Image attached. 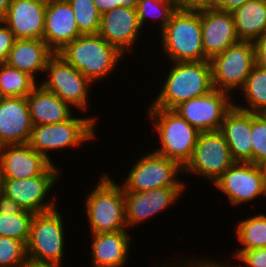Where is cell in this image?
I'll use <instances>...</instances> for the list:
<instances>
[{
    "label": "cell",
    "instance_id": "cell-1",
    "mask_svg": "<svg viewBox=\"0 0 266 267\" xmlns=\"http://www.w3.org/2000/svg\"><path fill=\"white\" fill-rule=\"evenodd\" d=\"M171 63L160 92L148 108L174 110L183 102L214 89L210 60Z\"/></svg>",
    "mask_w": 266,
    "mask_h": 267
},
{
    "label": "cell",
    "instance_id": "cell-2",
    "mask_svg": "<svg viewBox=\"0 0 266 267\" xmlns=\"http://www.w3.org/2000/svg\"><path fill=\"white\" fill-rule=\"evenodd\" d=\"M93 84L118 67L123 54L99 34H81L57 52ZM116 67V68H115Z\"/></svg>",
    "mask_w": 266,
    "mask_h": 267
},
{
    "label": "cell",
    "instance_id": "cell-3",
    "mask_svg": "<svg viewBox=\"0 0 266 267\" xmlns=\"http://www.w3.org/2000/svg\"><path fill=\"white\" fill-rule=\"evenodd\" d=\"M85 198V215L91 234L105 235L128 230L123 186L118 185L108 174L99 177V182Z\"/></svg>",
    "mask_w": 266,
    "mask_h": 267
},
{
    "label": "cell",
    "instance_id": "cell-4",
    "mask_svg": "<svg viewBox=\"0 0 266 267\" xmlns=\"http://www.w3.org/2000/svg\"><path fill=\"white\" fill-rule=\"evenodd\" d=\"M162 35V36H161ZM162 53L171 62L208 60L202 45L201 11L177 9L160 32Z\"/></svg>",
    "mask_w": 266,
    "mask_h": 267
},
{
    "label": "cell",
    "instance_id": "cell-5",
    "mask_svg": "<svg viewBox=\"0 0 266 267\" xmlns=\"http://www.w3.org/2000/svg\"><path fill=\"white\" fill-rule=\"evenodd\" d=\"M160 147L153 150L183 166L191 159L200 131L171 109L148 108Z\"/></svg>",
    "mask_w": 266,
    "mask_h": 267
},
{
    "label": "cell",
    "instance_id": "cell-6",
    "mask_svg": "<svg viewBox=\"0 0 266 267\" xmlns=\"http://www.w3.org/2000/svg\"><path fill=\"white\" fill-rule=\"evenodd\" d=\"M140 159V160H139ZM128 171L125 182H121L126 192H146L152 189L168 187L176 190L181 197L185 191V183L178 175L183 172L184 166L155 151L145 153Z\"/></svg>",
    "mask_w": 266,
    "mask_h": 267
},
{
    "label": "cell",
    "instance_id": "cell-7",
    "mask_svg": "<svg viewBox=\"0 0 266 267\" xmlns=\"http://www.w3.org/2000/svg\"><path fill=\"white\" fill-rule=\"evenodd\" d=\"M96 121L94 116H72L61 123L33 125L28 144L54 164L48 152L70 147L78 148L86 141H93L96 137Z\"/></svg>",
    "mask_w": 266,
    "mask_h": 267
},
{
    "label": "cell",
    "instance_id": "cell-8",
    "mask_svg": "<svg viewBox=\"0 0 266 267\" xmlns=\"http://www.w3.org/2000/svg\"><path fill=\"white\" fill-rule=\"evenodd\" d=\"M57 207L33 216L30 235L26 244L29 260L38 262L63 263L65 224ZM64 230V231H63Z\"/></svg>",
    "mask_w": 266,
    "mask_h": 267
},
{
    "label": "cell",
    "instance_id": "cell-9",
    "mask_svg": "<svg viewBox=\"0 0 266 267\" xmlns=\"http://www.w3.org/2000/svg\"><path fill=\"white\" fill-rule=\"evenodd\" d=\"M214 89L227 92L244 86L247 77L256 64L252 41H238L210 60Z\"/></svg>",
    "mask_w": 266,
    "mask_h": 267
},
{
    "label": "cell",
    "instance_id": "cell-10",
    "mask_svg": "<svg viewBox=\"0 0 266 267\" xmlns=\"http://www.w3.org/2000/svg\"><path fill=\"white\" fill-rule=\"evenodd\" d=\"M46 77L40 84L45 90L56 94L72 108L81 111L90 108L89 95L92 82L61 56L55 53L45 69ZM49 77V78H48Z\"/></svg>",
    "mask_w": 266,
    "mask_h": 267
},
{
    "label": "cell",
    "instance_id": "cell-11",
    "mask_svg": "<svg viewBox=\"0 0 266 267\" xmlns=\"http://www.w3.org/2000/svg\"><path fill=\"white\" fill-rule=\"evenodd\" d=\"M235 162L220 130L201 132L184 172L200 175L214 183Z\"/></svg>",
    "mask_w": 266,
    "mask_h": 267
},
{
    "label": "cell",
    "instance_id": "cell-12",
    "mask_svg": "<svg viewBox=\"0 0 266 267\" xmlns=\"http://www.w3.org/2000/svg\"><path fill=\"white\" fill-rule=\"evenodd\" d=\"M60 174H40L25 179L1 178V193L17 202L24 210L34 214L47 212L57 207L56 196L48 198L49 192Z\"/></svg>",
    "mask_w": 266,
    "mask_h": 267
},
{
    "label": "cell",
    "instance_id": "cell-13",
    "mask_svg": "<svg viewBox=\"0 0 266 267\" xmlns=\"http://www.w3.org/2000/svg\"><path fill=\"white\" fill-rule=\"evenodd\" d=\"M233 106L230 94L213 89L205 95L183 102L174 111L200 132H208L221 129L226 113Z\"/></svg>",
    "mask_w": 266,
    "mask_h": 267
},
{
    "label": "cell",
    "instance_id": "cell-14",
    "mask_svg": "<svg viewBox=\"0 0 266 267\" xmlns=\"http://www.w3.org/2000/svg\"><path fill=\"white\" fill-rule=\"evenodd\" d=\"M213 184L233 206L266 197L261 168L251 162H235Z\"/></svg>",
    "mask_w": 266,
    "mask_h": 267
},
{
    "label": "cell",
    "instance_id": "cell-15",
    "mask_svg": "<svg viewBox=\"0 0 266 267\" xmlns=\"http://www.w3.org/2000/svg\"><path fill=\"white\" fill-rule=\"evenodd\" d=\"M55 165L28 143L0 147V178L25 179L40 174H61L62 169Z\"/></svg>",
    "mask_w": 266,
    "mask_h": 267
},
{
    "label": "cell",
    "instance_id": "cell-16",
    "mask_svg": "<svg viewBox=\"0 0 266 267\" xmlns=\"http://www.w3.org/2000/svg\"><path fill=\"white\" fill-rule=\"evenodd\" d=\"M141 30L136 9L117 7L101 15L98 34L126 55L124 53H133L132 47Z\"/></svg>",
    "mask_w": 266,
    "mask_h": 267
},
{
    "label": "cell",
    "instance_id": "cell-17",
    "mask_svg": "<svg viewBox=\"0 0 266 267\" xmlns=\"http://www.w3.org/2000/svg\"><path fill=\"white\" fill-rule=\"evenodd\" d=\"M201 30L203 51L208 60L240 41L233 15L229 11L218 9L201 11Z\"/></svg>",
    "mask_w": 266,
    "mask_h": 267
},
{
    "label": "cell",
    "instance_id": "cell-18",
    "mask_svg": "<svg viewBox=\"0 0 266 267\" xmlns=\"http://www.w3.org/2000/svg\"><path fill=\"white\" fill-rule=\"evenodd\" d=\"M181 195L174 189L162 187L146 192H126L125 221L127 227L145 222L156 214L167 210L178 201Z\"/></svg>",
    "mask_w": 266,
    "mask_h": 267
},
{
    "label": "cell",
    "instance_id": "cell-19",
    "mask_svg": "<svg viewBox=\"0 0 266 267\" xmlns=\"http://www.w3.org/2000/svg\"><path fill=\"white\" fill-rule=\"evenodd\" d=\"M32 128L26 97H0V147L28 143Z\"/></svg>",
    "mask_w": 266,
    "mask_h": 267
},
{
    "label": "cell",
    "instance_id": "cell-20",
    "mask_svg": "<svg viewBox=\"0 0 266 267\" xmlns=\"http://www.w3.org/2000/svg\"><path fill=\"white\" fill-rule=\"evenodd\" d=\"M46 3L32 0H10L2 21L16 39H42L45 27Z\"/></svg>",
    "mask_w": 266,
    "mask_h": 267
},
{
    "label": "cell",
    "instance_id": "cell-21",
    "mask_svg": "<svg viewBox=\"0 0 266 267\" xmlns=\"http://www.w3.org/2000/svg\"><path fill=\"white\" fill-rule=\"evenodd\" d=\"M81 34L68 1L52 0L46 5L43 40L55 53Z\"/></svg>",
    "mask_w": 266,
    "mask_h": 267
},
{
    "label": "cell",
    "instance_id": "cell-22",
    "mask_svg": "<svg viewBox=\"0 0 266 267\" xmlns=\"http://www.w3.org/2000/svg\"><path fill=\"white\" fill-rule=\"evenodd\" d=\"M223 133L236 162L252 163L251 112L233 106L225 115Z\"/></svg>",
    "mask_w": 266,
    "mask_h": 267
},
{
    "label": "cell",
    "instance_id": "cell-23",
    "mask_svg": "<svg viewBox=\"0 0 266 267\" xmlns=\"http://www.w3.org/2000/svg\"><path fill=\"white\" fill-rule=\"evenodd\" d=\"M127 230L105 235L91 234L92 267H123L128 260L131 236Z\"/></svg>",
    "mask_w": 266,
    "mask_h": 267
},
{
    "label": "cell",
    "instance_id": "cell-24",
    "mask_svg": "<svg viewBox=\"0 0 266 267\" xmlns=\"http://www.w3.org/2000/svg\"><path fill=\"white\" fill-rule=\"evenodd\" d=\"M55 52L42 39H16L6 64L30 75L35 81L37 73H44Z\"/></svg>",
    "mask_w": 266,
    "mask_h": 267
},
{
    "label": "cell",
    "instance_id": "cell-25",
    "mask_svg": "<svg viewBox=\"0 0 266 267\" xmlns=\"http://www.w3.org/2000/svg\"><path fill=\"white\" fill-rule=\"evenodd\" d=\"M33 125L61 123L74 114L71 105L56 94L45 90L40 84L26 97Z\"/></svg>",
    "mask_w": 266,
    "mask_h": 267
},
{
    "label": "cell",
    "instance_id": "cell-26",
    "mask_svg": "<svg viewBox=\"0 0 266 267\" xmlns=\"http://www.w3.org/2000/svg\"><path fill=\"white\" fill-rule=\"evenodd\" d=\"M231 13L239 40L254 42L266 32V0H249Z\"/></svg>",
    "mask_w": 266,
    "mask_h": 267
},
{
    "label": "cell",
    "instance_id": "cell-27",
    "mask_svg": "<svg viewBox=\"0 0 266 267\" xmlns=\"http://www.w3.org/2000/svg\"><path fill=\"white\" fill-rule=\"evenodd\" d=\"M241 94L246 106L240 102L236 104L235 101L234 106L252 113L266 112V68L255 64L241 89Z\"/></svg>",
    "mask_w": 266,
    "mask_h": 267
},
{
    "label": "cell",
    "instance_id": "cell-28",
    "mask_svg": "<svg viewBox=\"0 0 266 267\" xmlns=\"http://www.w3.org/2000/svg\"><path fill=\"white\" fill-rule=\"evenodd\" d=\"M235 227L237 241L241 247L232 254L235 258L242 252L266 247V214L252 215L240 219Z\"/></svg>",
    "mask_w": 266,
    "mask_h": 267
},
{
    "label": "cell",
    "instance_id": "cell-29",
    "mask_svg": "<svg viewBox=\"0 0 266 267\" xmlns=\"http://www.w3.org/2000/svg\"><path fill=\"white\" fill-rule=\"evenodd\" d=\"M37 83L27 73L0 63V97H27Z\"/></svg>",
    "mask_w": 266,
    "mask_h": 267
},
{
    "label": "cell",
    "instance_id": "cell-30",
    "mask_svg": "<svg viewBox=\"0 0 266 267\" xmlns=\"http://www.w3.org/2000/svg\"><path fill=\"white\" fill-rule=\"evenodd\" d=\"M235 259L237 261L239 260V262L241 263L243 262L244 266H233L231 264H228L227 260L226 262L219 261L218 263V260H211L210 258H188V260L183 259L182 261L184 262H177L178 266L176 265V263H174L175 265H167V267H266V247L242 251Z\"/></svg>",
    "mask_w": 266,
    "mask_h": 267
},
{
    "label": "cell",
    "instance_id": "cell-31",
    "mask_svg": "<svg viewBox=\"0 0 266 267\" xmlns=\"http://www.w3.org/2000/svg\"><path fill=\"white\" fill-rule=\"evenodd\" d=\"M178 9L176 0H138L136 13L141 26H146L148 18L160 19V32L166 27L173 13ZM154 18V19H153Z\"/></svg>",
    "mask_w": 266,
    "mask_h": 267
},
{
    "label": "cell",
    "instance_id": "cell-32",
    "mask_svg": "<svg viewBox=\"0 0 266 267\" xmlns=\"http://www.w3.org/2000/svg\"><path fill=\"white\" fill-rule=\"evenodd\" d=\"M34 213L22 212L0 213V236L14 238L27 244Z\"/></svg>",
    "mask_w": 266,
    "mask_h": 267
},
{
    "label": "cell",
    "instance_id": "cell-33",
    "mask_svg": "<svg viewBox=\"0 0 266 267\" xmlns=\"http://www.w3.org/2000/svg\"><path fill=\"white\" fill-rule=\"evenodd\" d=\"M75 14V21L82 34H98L101 14L93 0H68Z\"/></svg>",
    "mask_w": 266,
    "mask_h": 267
},
{
    "label": "cell",
    "instance_id": "cell-34",
    "mask_svg": "<svg viewBox=\"0 0 266 267\" xmlns=\"http://www.w3.org/2000/svg\"><path fill=\"white\" fill-rule=\"evenodd\" d=\"M252 163H266V115L251 112Z\"/></svg>",
    "mask_w": 266,
    "mask_h": 267
},
{
    "label": "cell",
    "instance_id": "cell-35",
    "mask_svg": "<svg viewBox=\"0 0 266 267\" xmlns=\"http://www.w3.org/2000/svg\"><path fill=\"white\" fill-rule=\"evenodd\" d=\"M28 258L23 241L0 236V267H25Z\"/></svg>",
    "mask_w": 266,
    "mask_h": 267
},
{
    "label": "cell",
    "instance_id": "cell-36",
    "mask_svg": "<svg viewBox=\"0 0 266 267\" xmlns=\"http://www.w3.org/2000/svg\"><path fill=\"white\" fill-rule=\"evenodd\" d=\"M15 40L13 32L0 20V63L6 62Z\"/></svg>",
    "mask_w": 266,
    "mask_h": 267
},
{
    "label": "cell",
    "instance_id": "cell-37",
    "mask_svg": "<svg viewBox=\"0 0 266 267\" xmlns=\"http://www.w3.org/2000/svg\"><path fill=\"white\" fill-rule=\"evenodd\" d=\"M102 15L117 7L136 9L138 0H93Z\"/></svg>",
    "mask_w": 266,
    "mask_h": 267
},
{
    "label": "cell",
    "instance_id": "cell-38",
    "mask_svg": "<svg viewBox=\"0 0 266 267\" xmlns=\"http://www.w3.org/2000/svg\"><path fill=\"white\" fill-rule=\"evenodd\" d=\"M177 7L187 11H203L215 8V0H176Z\"/></svg>",
    "mask_w": 266,
    "mask_h": 267
},
{
    "label": "cell",
    "instance_id": "cell-39",
    "mask_svg": "<svg viewBox=\"0 0 266 267\" xmlns=\"http://www.w3.org/2000/svg\"><path fill=\"white\" fill-rule=\"evenodd\" d=\"M256 64L266 68V32L254 42Z\"/></svg>",
    "mask_w": 266,
    "mask_h": 267
},
{
    "label": "cell",
    "instance_id": "cell-40",
    "mask_svg": "<svg viewBox=\"0 0 266 267\" xmlns=\"http://www.w3.org/2000/svg\"><path fill=\"white\" fill-rule=\"evenodd\" d=\"M23 210L17 202L0 194V213L22 212Z\"/></svg>",
    "mask_w": 266,
    "mask_h": 267
},
{
    "label": "cell",
    "instance_id": "cell-41",
    "mask_svg": "<svg viewBox=\"0 0 266 267\" xmlns=\"http://www.w3.org/2000/svg\"><path fill=\"white\" fill-rule=\"evenodd\" d=\"M249 0H215V8L222 11L232 12Z\"/></svg>",
    "mask_w": 266,
    "mask_h": 267
},
{
    "label": "cell",
    "instance_id": "cell-42",
    "mask_svg": "<svg viewBox=\"0 0 266 267\" xmlns=\"http://www.w3.org/2000/svg\"><path fill=\"white\" fill-rule=\"evenodd\" d=\"M25 267H63V265L62 263L38 262L28 259Z\"/></svg>",
    "mask_w": 266,
    "mask_h": 267
},
{
    "label": "cell",
    "instance_id": "cell-43",
    "mask_svg": "<svg viewBox=\"0 0 266 267\" xmlns=\"http://www.w3.org/2000/svg\"><path fill=\"white\" fill-rule=\"evenodd\" d=\"M10 0H0V20H2L8 11Z\"/></svg>",
    "mask_w": 266,
    "mask_h": 267
},
{
    "label": "cell",
    "instance_id": "cell-44",
    "mask_svg": "<svg viewBox=\"0 0 266 267\" xmlns=\"http://www.w3.org/2000/svg\"><path fill=\"white\" fill-rule=\"evenodd\" d=\"M262 174H263V180H264V187H265V191H266V163L260 165Z\"/></svg>",
    "mask_w": 266,
    "mask_h": 267
},
{
    "label": "cell",
    "instance_id": "cell-45",
    "mask_svg": "<svg viewBox=\"0 0 266 267\" xmlns=\"http://www.w3.org/2000/svg\"><path fill=\"white\" fill-rule=\"evenodd\" d=\"M32 1H38V2H43L48 4L49 2H51L52 0H32Z\"/></svg>",
    "mask_w": 266,
    "mask_h": 267
},
{
    "label": "cell",
    "instance_id": "cell-46",
    "mask_svg": "<svg viewBox=\"0 0 266 267\" xmlns=\"http://www.w3.org/2000/svg\"><path fill=\"white\" fill-rule=\"evenodd\" d=\"M0 194H1V178H0Z\"/></svg>",
    "mask_w": 266,
    "mask_h": 267
}]
</instances>
